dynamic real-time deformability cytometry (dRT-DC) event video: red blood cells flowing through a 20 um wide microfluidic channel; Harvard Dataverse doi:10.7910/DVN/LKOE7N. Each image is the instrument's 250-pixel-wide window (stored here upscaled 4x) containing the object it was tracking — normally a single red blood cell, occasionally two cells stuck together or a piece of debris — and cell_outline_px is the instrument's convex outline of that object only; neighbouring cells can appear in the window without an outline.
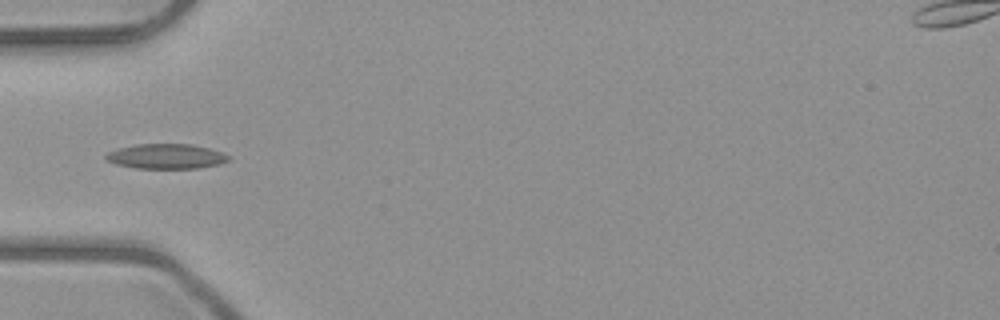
{"species": "common noctule bat (a hibernating species)", "species_latin": "Nyctalus noctula", "temperature_condition": "room temperature", "stored_images_in_passage": 6, "camera_frame_rate_fps": 3000, "um_per_image_px": 0.085, "animal": {"sex": "male", "body_mass_g": 23.1, "forearm_length_mm": 52.7}, "frame": {"image": 1, "passage_image": 6, "time_ms": 5.667, "image_size_px": [1000, 320], "cell_outline_px": [[228, 160], [220, 164], [200, 168], [136, 168], [116, 164], [104, 160], [104, 156], [108, 152], [120, 148], [136, 144], [192, 144], [208, 148], [220, 152], [228, 156]], "centroid_in_image_um": [14.08, 13.29], "position_along_channel_um": 70.9, "area_um2": 17.69}}